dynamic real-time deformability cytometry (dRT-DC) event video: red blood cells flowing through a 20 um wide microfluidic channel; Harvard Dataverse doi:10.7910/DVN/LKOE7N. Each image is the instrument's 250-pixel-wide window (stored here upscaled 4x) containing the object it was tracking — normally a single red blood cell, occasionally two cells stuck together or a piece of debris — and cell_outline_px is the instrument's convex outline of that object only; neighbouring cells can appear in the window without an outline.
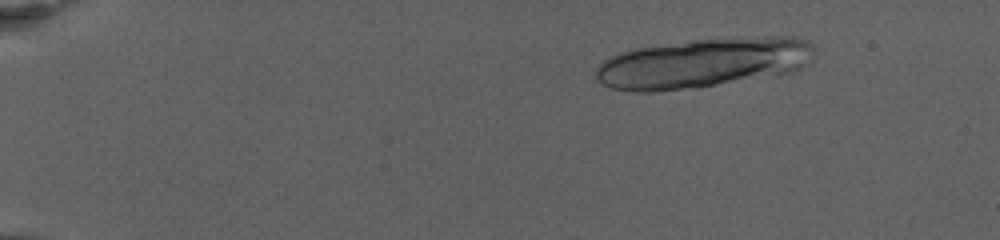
{"species": "human", "species_latin": "Homo sapiens", "temperature_condition": "warm", "stored_images_in_passage": 19, "camera_frame_rate_fps": 3000, "um_per_image_px": 0.085, "donor": {"sex": "female"}, "frame": {"image": 1, "passage_image": 1, "time_ms": 0.0, "image_size_px": [1000, 240], "cell_outline_px": [[816, 48], [812, 64], [792, 72], [776, 76], [696, 88], [652, 92], [632, 92], [612, 88], [604, 84], [596, 76], [596, 68], [608, 56], [620, 52], [636, 48], [692, 40], [756, 36], [792, 36], [808, 40]], "centroid_in_image_um": [59.88, 5.35], "position_along_channel_um": 25.1, "area_um2": 64.39}}